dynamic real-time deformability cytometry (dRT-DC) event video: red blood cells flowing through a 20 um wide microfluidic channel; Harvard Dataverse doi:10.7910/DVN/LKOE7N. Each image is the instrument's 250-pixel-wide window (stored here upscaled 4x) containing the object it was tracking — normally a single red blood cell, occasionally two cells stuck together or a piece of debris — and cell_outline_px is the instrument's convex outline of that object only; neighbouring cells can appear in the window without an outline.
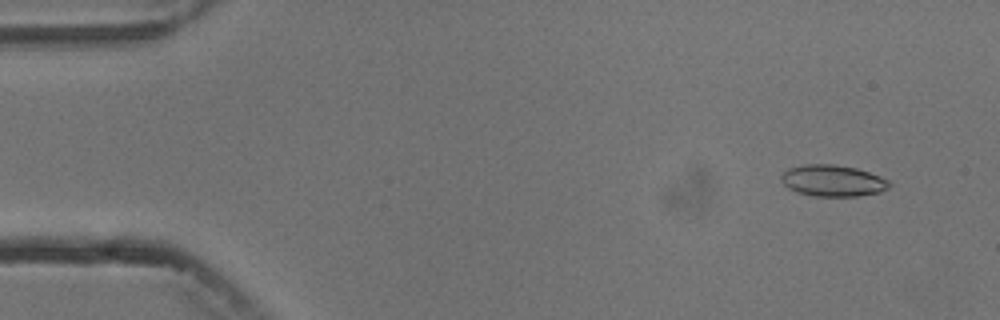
{"species": "common noctule bat (a hibernating species)", "species_latin": "Nyctalus noctula", "temperature_condition": "cold", "stored_images_in_passage": 6, "camera_frame_rate_fps": 3000, "um_per_image_px": 0.085, "animal": {"sex": "male", "body_mass_g": 13.3}, "frame": {"image": 1, "passage_image": 1, "time_ms": 0.0, "image_size_px": [1000, 320], "cell_outline_px": [[892, 184], [888, 188], [880, 192], [856, 196], [812, 196], [788, 188], [780, 180], [780, 176], [788, 168], [804, 164], [832, 164], [856, 168], [880, 176], [888, 180]], "centroid_in_image_um": [70.78, 15.35], "position_along_channel_um": 14.2, "area_um2": 19.77}}
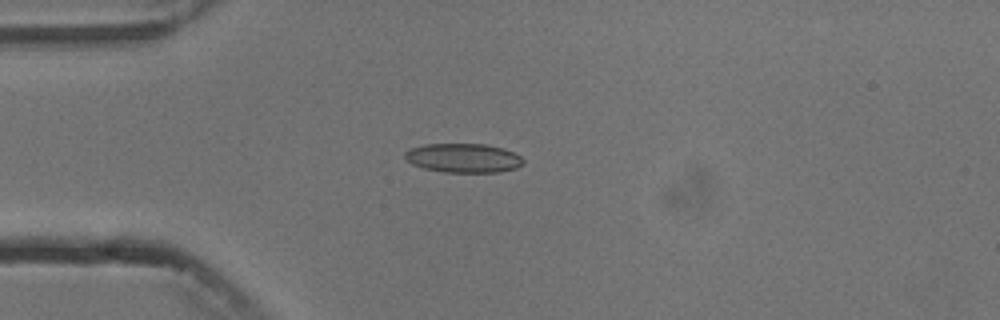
{"frame": {"image": 2, "passage_image": 4, "time_ms": 3.333, "image_size_px": [1000, 320], "cell_outline_px": [[524, 164], [516, 168], [500, 172], [444, 172], [424, 168], [412, 164], [404, 156], [404, 152], [412, 148], [428, 144], [484, 144], [504, 148], [520, 156], [524, 160]], "centroid_in_image_um": [39.42, 13.43], "position_along_channel_um": 45.6, "area_um2": 20.0}}
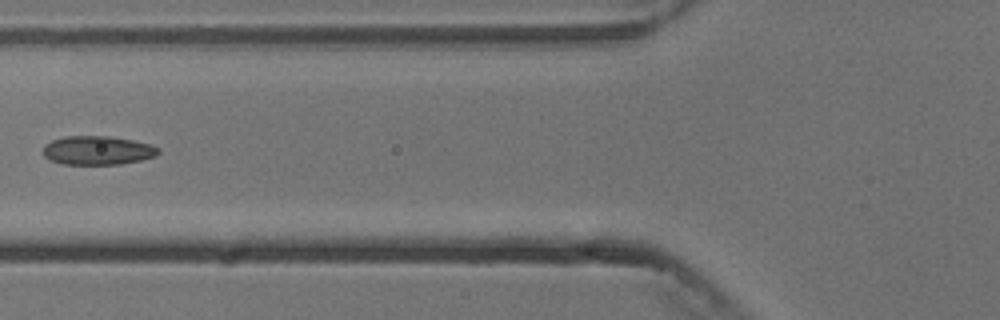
{"frame": {"image": 3, "passage_image": 6, "time_ms": 5.667, "image_size_px": [1000, 320], "cell_outline_px": [[160, 152], [156, 156], [140, 160], [120, 164], [64, 164], [52, 160], [44, 156], [44, 144], [52, 140], [64, 136], [108, 136], [132, 140], [152, 144], [160, 148]], "centroid_in_image_um": [8.32, 12.77], "position_along_channel_um": 117.5, "area_um2": 19.36}}